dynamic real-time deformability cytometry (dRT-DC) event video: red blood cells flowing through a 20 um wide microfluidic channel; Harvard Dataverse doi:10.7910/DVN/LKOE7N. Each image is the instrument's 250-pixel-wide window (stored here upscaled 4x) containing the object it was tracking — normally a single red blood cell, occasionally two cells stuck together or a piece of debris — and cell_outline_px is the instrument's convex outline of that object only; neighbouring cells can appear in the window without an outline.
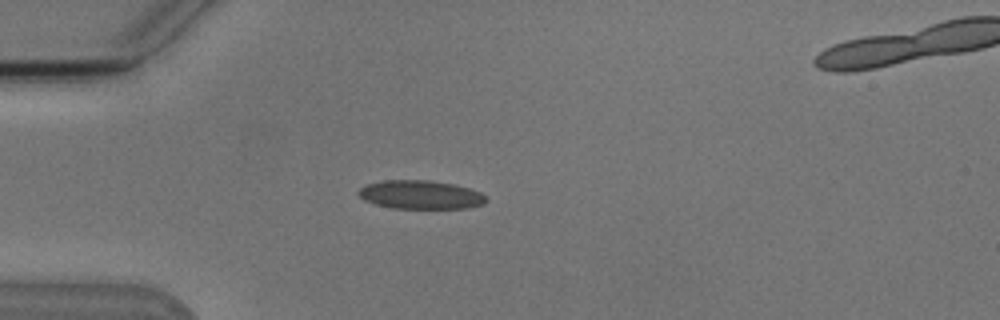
{"species": "Egyptian fruit bat (a non-hibernating species)", "species_latin": "Rousettus aegyptiacus", "temperature_condition": "cold", "stored_images_in_passage": 3, "camera_frame_rate_fps": 3000, "um_per_image_px": 0.085, "animal": {"sex": "male"}, "frame": {"image": 1, "passage_image": 2, "time_ms": 1.333, "image_size_px": [1000, 320], "cell_outline_px": [[488, 200], [484, 204], [468, 208], [392, 208], [376, 204], [364, 200], [356, 192], [360, 188], [368, 184], [384, 180], [428, 180], [452, 184], [468, 188], [480, 192]], "centroid_in_image_um": [35.74, 16.55], "position_along_channel_um": 49.3, "area_um2": 21.15}}